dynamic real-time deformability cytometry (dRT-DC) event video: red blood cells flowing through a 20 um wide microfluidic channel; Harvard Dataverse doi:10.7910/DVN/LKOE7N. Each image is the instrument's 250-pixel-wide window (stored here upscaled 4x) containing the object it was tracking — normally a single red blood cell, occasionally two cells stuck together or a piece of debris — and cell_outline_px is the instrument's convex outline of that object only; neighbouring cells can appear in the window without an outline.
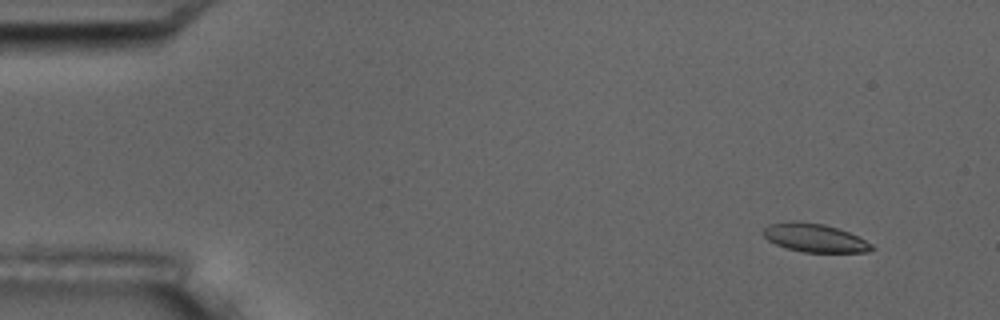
{"species": "common noctule bat (a hibernating species)", "species_latin": "Nyctalus noctula", "temperature_condition": "room temperature", "stored_images_in_passage": 10, "camera_frame_rate_fps": 3000, "um_per_image_px": 0.085, "animal": {"sex": "male", "body_mass_g": 17.5, "forearm_length_mm": 52.3}, "frame": {"image": 1, "passage_image": 1, "time_ms": 0.0, "image_size_px": [1000, 320], "cell_outline_px": [[876, 248], [868, 252], [804, 252], [788, 248], [776, 244], [768, 240], [764, 236], [764, 228], [768, 224], [792, 220], [824, 224], [848, 232], [872, 244]], "centroid_in_image_um": [69.24, 20.21], "position_along_channel_um": 15.8, "area_um2": 17.8}}
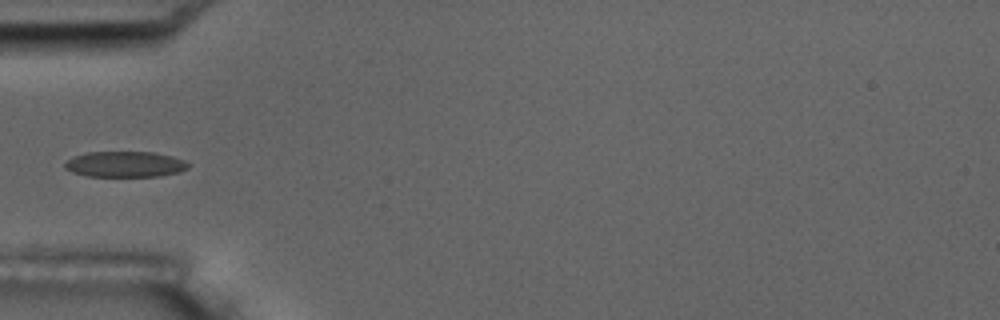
{"frame": {"image": 2, "passage_image": 5, "time_ms": 4.667, "image_size_px": [1000, 320], "cell_outline_px": [[188, 168], [176, 172], [160, 176], [88, 176], [72, 172], [64, 168], [64, 164], [68, 160], [76, 156], [88, 152], [152, 152], [172, 156], [184, 160], [188, 164]], "centroid_in_image_um": [10.62, 13.96], "position_along_channel_um": 74.4, "area_um2": 18.26}}
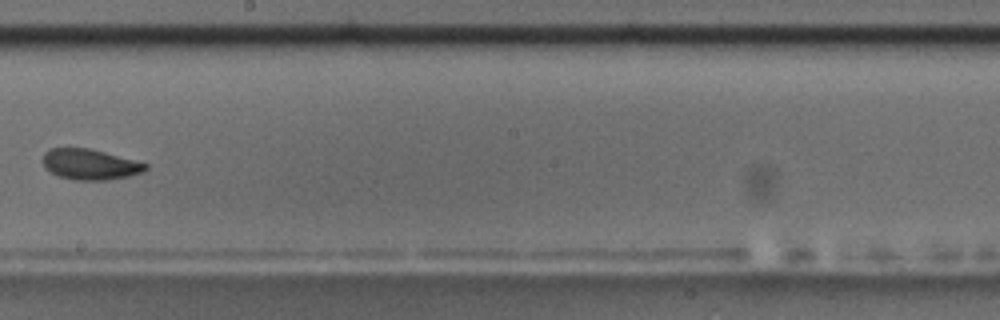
{"frame": {"image": 3, "passage_image": 9, "time_ms": 9.333, "image_size_px": [1000, 320], "cell_outline_px": [[148, 168], [144, 172], [128, 176], [104, 180], [76, 180], [60, 176], [44, 168], [40, 160], [44, 152], [48, 148], [88, 148], [104, 152], [148, 164]], "centroid_in_image_um": [7.6, 13.96], "position_along_channel_um": 240.6, "area_um2": 18.32}}